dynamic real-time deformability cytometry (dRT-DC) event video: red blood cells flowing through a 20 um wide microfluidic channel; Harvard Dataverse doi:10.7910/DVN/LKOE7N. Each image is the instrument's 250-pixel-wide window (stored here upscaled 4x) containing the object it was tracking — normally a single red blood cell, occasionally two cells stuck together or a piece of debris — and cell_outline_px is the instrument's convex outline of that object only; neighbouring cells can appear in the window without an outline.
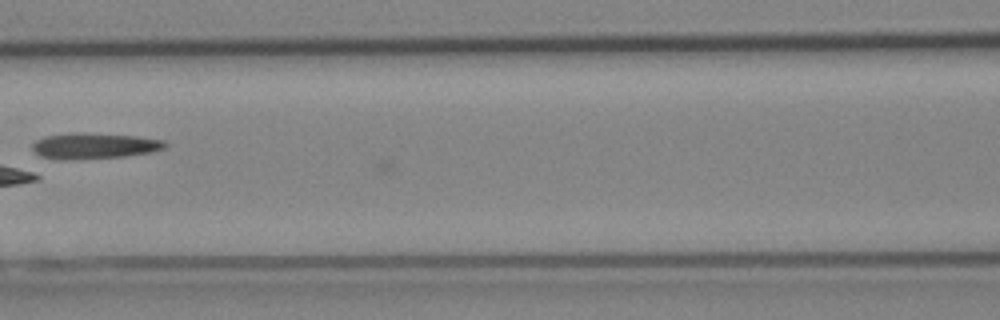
{"species": "Egyptian fruit bat (a non-hibernating species)", "species_latin": "Rousettus aegyptiacus", "temperature_condition": "cold", "stored_images_in_passage": 24, "camera_frame_rate_fps": 3000, "um_per_image_px": 0.085, "animal": {"sex": "female"}, "frame": {"image": 1, "passage_image": 11, "time_ms": 3.333, "image_size_px": [1000, 320], "cell_outline_px": [[168, 144], [164, 148], [152, 152], [124, 156], [68, 160], [60, 160], [40, 156], [32, 148], [32, 144], [36, 140], [44, 136], [72, 132], [84, 132], [136, 136], [164, 140]], "centroid_in_image_um": [7.99, 12.39], "position_along_channel_um": 158.6, "area_um2": 20.17}}